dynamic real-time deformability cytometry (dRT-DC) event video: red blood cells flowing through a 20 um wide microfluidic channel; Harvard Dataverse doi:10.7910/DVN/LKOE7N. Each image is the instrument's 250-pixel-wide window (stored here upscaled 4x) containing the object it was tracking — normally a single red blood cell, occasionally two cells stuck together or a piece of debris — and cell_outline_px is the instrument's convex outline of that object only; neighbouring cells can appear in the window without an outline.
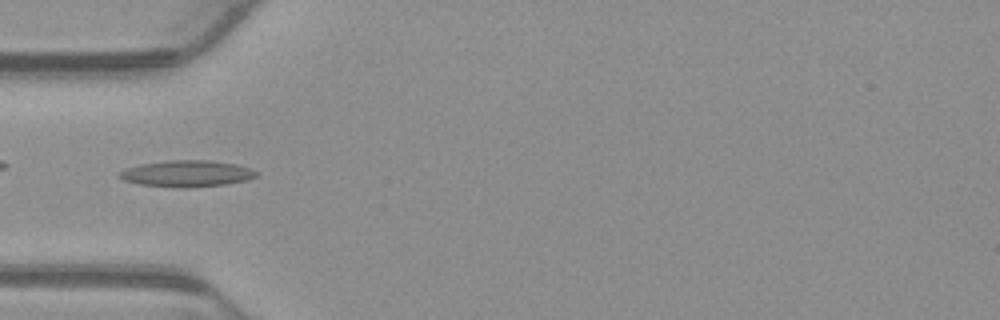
{"species": "common noctule bat (a hibernating species)", "species_latin": "Nyctalus noctula", "temperature_condition": "warm", "stored_images_in_passage": 52, "camera_frame_rate_fps": 3000, "um_per_image_px": 0.085, "animal": {"sex": "male", "body_mass_g": 23.1, "forearm_length_mm": 52.7}, "frame": {"image": 1, "passage_image": 16, "time_ms": 5.0, "image_size_px": [1000, 320], "cell_outline_px": [[260, 172], [256, 176], [248, 180], [224, 184], [188, 188], [180, 188], [140, 184], [124, 180], [116, 176], [120, 172], [128, 168], [140, 164], [168, 160], [212, 160], [236, 164]], "centroid_in_image_um": [15.9, 14.75], "position_along_channel_um": 69.1, "area_um2": 21.1}, "authors_computed_cell_mechanics": {"area_um2": 18.207, "velocity_mm_per_s": 3.9171, "shape_relaxation_time_tau1_ms": null, "shape_relaxation_time_tau2_ms": 5.4583, "deformation_change_tau1": null, "deformation_change_tau2": 0.1642}}